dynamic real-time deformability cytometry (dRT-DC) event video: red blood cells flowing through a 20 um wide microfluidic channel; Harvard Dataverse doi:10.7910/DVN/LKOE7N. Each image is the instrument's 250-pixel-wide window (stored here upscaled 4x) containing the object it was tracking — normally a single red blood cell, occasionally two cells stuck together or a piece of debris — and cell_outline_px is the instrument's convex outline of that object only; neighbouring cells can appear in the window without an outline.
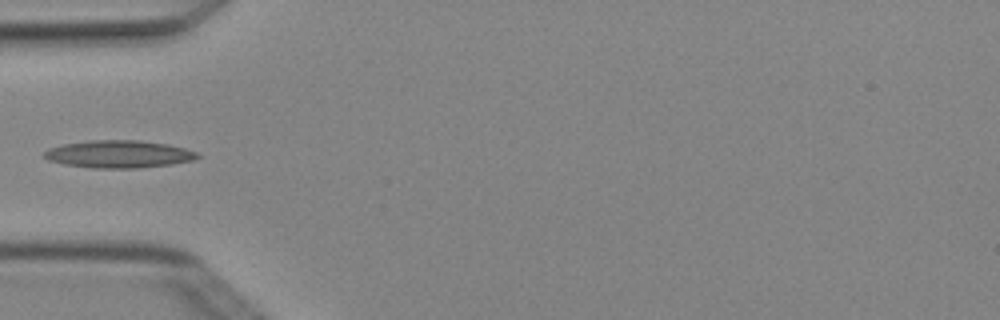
{"species": "Egyptian fruit bat (a non-hibernating species)", "species_latin": "Rousettus aegyptiacus", "temperature_condition": "cold", "stored_images_in_passage": 5, "camera_frame_rate_fps": 3000, "um_per_image_px": 0.085, "animal": {"sex": "female"}, "frame": {"image": 1, "passage_image": 4, "time_ms": 1.0, "image_size_px": [1000, 320], "cell_outline_px": [[200, 156], [192, 160], [172, 164], [136, 168], [92, 168], [64, 164], [48, 160], [44, 156], [44, 152], [48, 148], [64, 144], [88, 140], [140, 140], [168, 144], [184, 148], [196, 152]], "centroid_in_image_um": [10.08, 13.09], "position_along_channel_um": 74.9, "area_um2": 24.51}}
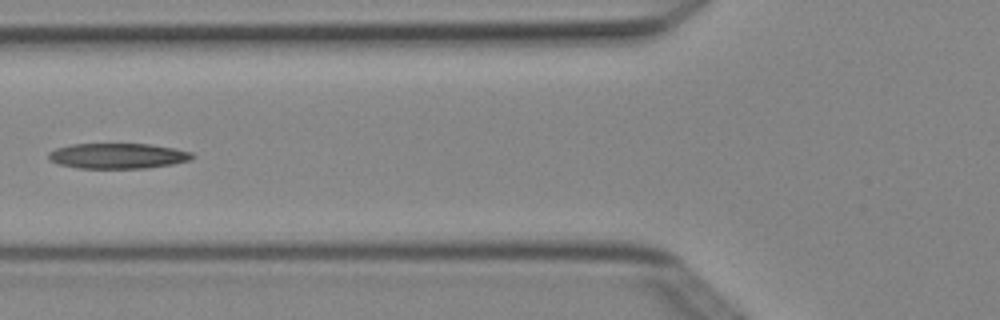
{"frame": {"image": 2, "passage_image": 5, "time_ms": 1.333, "image_size_px": [1000, 320], "cell_outline_px": [[196, 156], [192, 160], [172, 164], [148, 168], [80, 168], [60, 164], [48, 160], [48, 152], [56, 148], [72, 144], [148, 144], [176, 148], [192, 152]], "centroid_in_image_um": [10.05, 13.25], "position_along_channel_um": 115.8, "area_um2": 21.39}}